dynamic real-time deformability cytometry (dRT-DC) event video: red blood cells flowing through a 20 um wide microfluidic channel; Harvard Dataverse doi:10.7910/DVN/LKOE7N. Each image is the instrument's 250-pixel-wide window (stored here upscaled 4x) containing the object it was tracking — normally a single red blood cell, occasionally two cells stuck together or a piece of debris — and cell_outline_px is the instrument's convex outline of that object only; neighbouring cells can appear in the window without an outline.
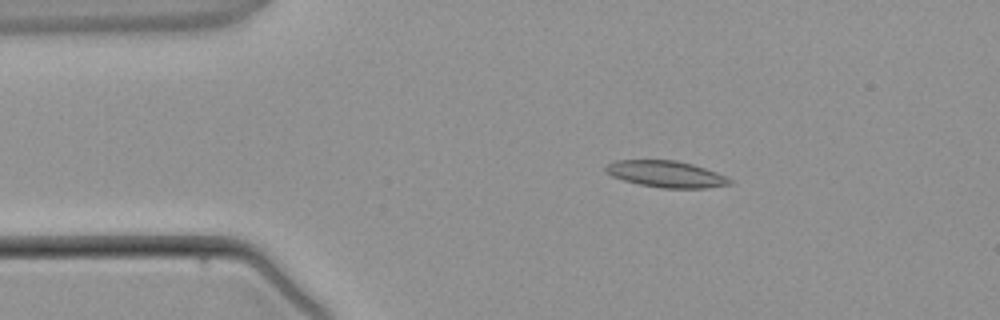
{"species": "common noctule bat (a hibernating species)", "species_latin": "Nyctalus noctula", "temperature_condition": "warm", "stored_images_in_passage": 3, "camera_frame_rate_fps": 3000, "um_per_image_px": 0.085, "animal": {"sex": "male", "body_mass_g": 21.5, "forearm_length_mm": 52.0}, "frame": {"image": 1, "passage_image": 2, "time_ms": 2.0, "image_size_px": [1000, 320], "cell_outline_px": [[732, 184], [704, 188], [660, 188], [640, 184], [624, 180], [612, 176], [604, 172], [604, 168], [608, 164], [616, 160], [676, 160], [692, 164], [716, 172], [732, 180]], "centroid_in_image_um": [56.59, 14.79], "position_along_channel_um": 28.4, "area_um2": 19.07}}
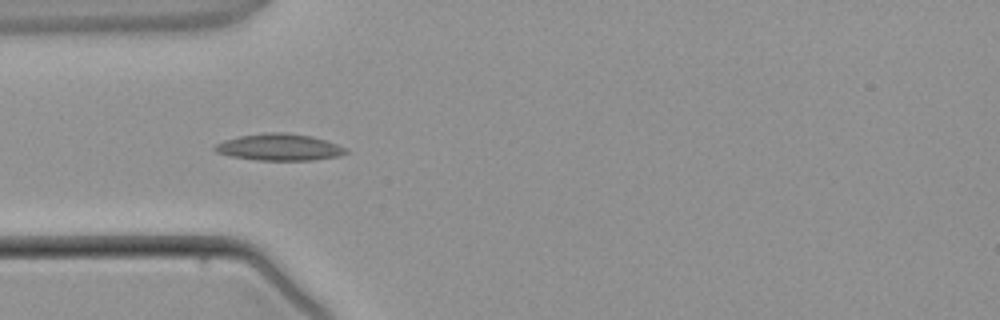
{"frame": {"image": 2, "passage_image": 3, "time_ms": 3.667, "image_size_px": [1000, 320], "cell_outline_px": [[348, 152], [340, 156], [312, 160], [256, 160], [232, 156], [216, 152], [212, 148], [216, 144], [224, 140], [240, 136], [264, 132], [284, 132], [312, 136], [336, 144], [344, 148]], "centroid_in_image_um": [23.72, 12.51], "position_along_channel_um": 61.3, "area_um2": 20.29}}